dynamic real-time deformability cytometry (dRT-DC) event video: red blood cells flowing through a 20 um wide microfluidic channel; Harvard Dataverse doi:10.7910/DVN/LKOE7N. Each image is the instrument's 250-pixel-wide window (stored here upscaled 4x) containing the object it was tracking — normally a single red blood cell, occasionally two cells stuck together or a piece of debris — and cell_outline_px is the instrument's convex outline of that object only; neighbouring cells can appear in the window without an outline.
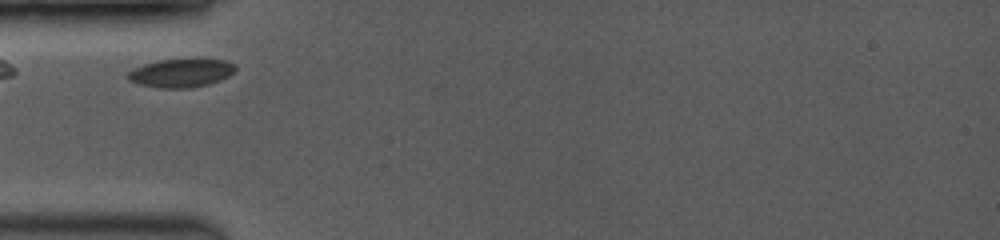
{"species": "common noctule bat (a hibernating species)", "species_latin": "Nyctalus noctula", "temperature_condition": "room temperature", "stored_images_in_passage": 24, "camera_frame_rate_fps": 3500, "um_per_image_px": 0.085, "animal": {"sex": "female", "body_mass_g": 19.0, "forearm_length_mm": 53.3}, "frame": {"image": 1, "passage_image": 2, "time_ms": 0.571, "image_size_px": [1000, 240], "cell_outline_px": [[236, 68], [228, 76], [220, 80], [208, 84], [188, 88], [160, 88], [140, 84], [128, 80], [124, 76], [132, 68], [144, 64], [160, 60], [196, 56], [224, 60], [236, 64]], "centroid_in_image_um": [15.39, 6.15], "position_along_channel_um": 69.6, "area_um2": 18.55}}
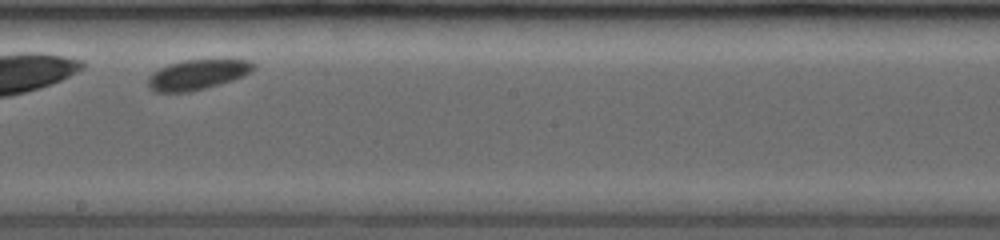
{"frame": {"image": 2, "passage_image": 13, "time_ms": 4.857, "image_size_px": [1000, 240], "cell_outline_px": [[256, 68], [244, 76], [220, 84], [188, 92], [156, 92], [148, 84], [148, 76], [152, 72], [168, 64], [184, 60], [252, 60], [256, 64]], "centroid_in_image_um": [16.8, 6.33], "position_along_channel_um": 231.4, "area_um2": 18.38}}
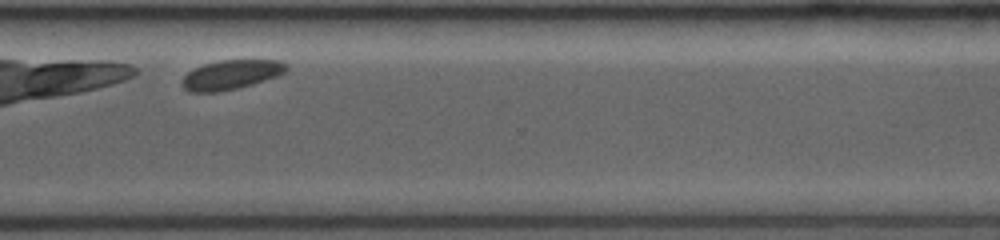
{"frame": {"image": 3, "passage_image": 22, "time_ms": 8.0, "image_size_px": [1000, 240], "cell_outline_px": [[288, 68], [280, 76], [252, 84], [236, 88], [216, 92], [188, 92], [180, 84], [180, 80], [188, 72], [204, 64], [220, 60], [280, 60], [288, 64]], "centroid_in_image_um": [19.65, 6.35], "position_along_channel_um": 351.0, "area_um2": 17.98}}